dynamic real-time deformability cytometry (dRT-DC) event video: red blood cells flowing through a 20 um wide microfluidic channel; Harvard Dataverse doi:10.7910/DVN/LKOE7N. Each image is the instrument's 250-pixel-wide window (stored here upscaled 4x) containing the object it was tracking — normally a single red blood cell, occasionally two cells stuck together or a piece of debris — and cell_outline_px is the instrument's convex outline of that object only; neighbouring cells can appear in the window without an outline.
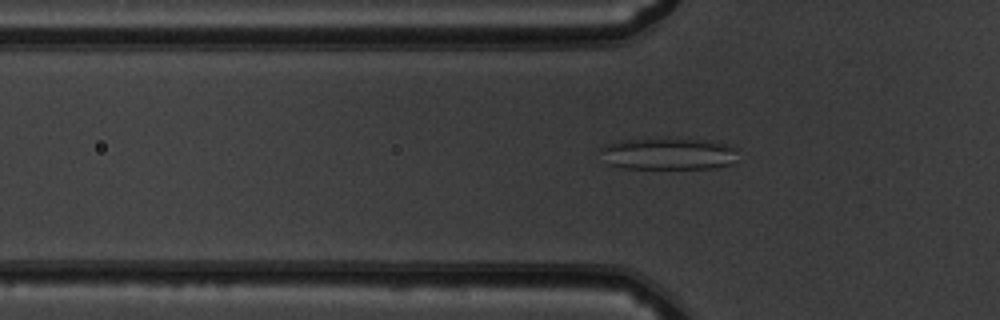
{"species": "common noctule bat (a hibernating species)", "species_latin": "Nyctalus noctula", "temperature_condition": "warm", "stored_images_in_passage": 37, "camera_frame_rate_fps": 3000, "um_per_image_px": 0.085, "animal": {"sex": "male", "body_mass_g": 19.5, "forearm_length_mm": 54.6}, "frame": {"image": 1, "passage_image": 2, "time_ms": 0.333, "image_size_px": [1000, 320], "cell_outline_px": [[736, 160], [732, 164], [716, 168], [624, 168], [608, 164], [600, 148], [604, 144], [620, 140], [664, 136], [680, 136], [708, 140], [728, 144], [736, 148]], "centroid_in_image_um": [56.84, 13.01], "position_along_channel_um": 69.0, "area_um2": 26.65}}
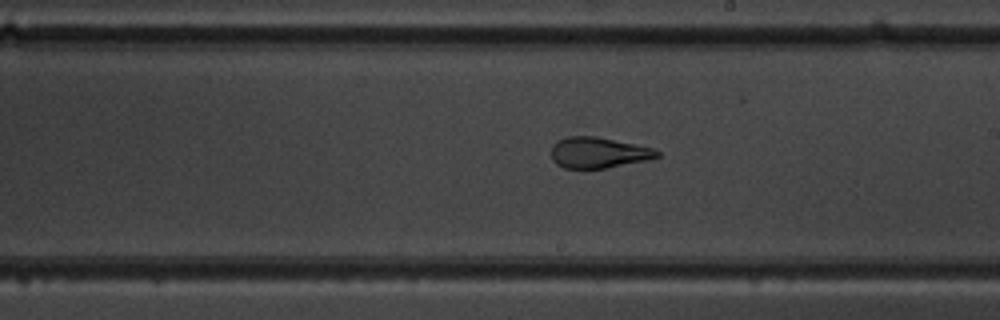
{"frame": {"image": 2, "passage_image": 15, "time_ms": 4.667, "image_size_px": [1000, 320], "cell_outline_px": [[660, 156], [648, 160], [604, 168], [564, 168], [556, 164], [552, 160], [552, 144], [568, 136], [596, 136], [652, 148], [660, 152]], "centroid_in_image_um": [50.85, 12.97], "position_along_channel_um": 238.2, "area_um2": 18.84}}
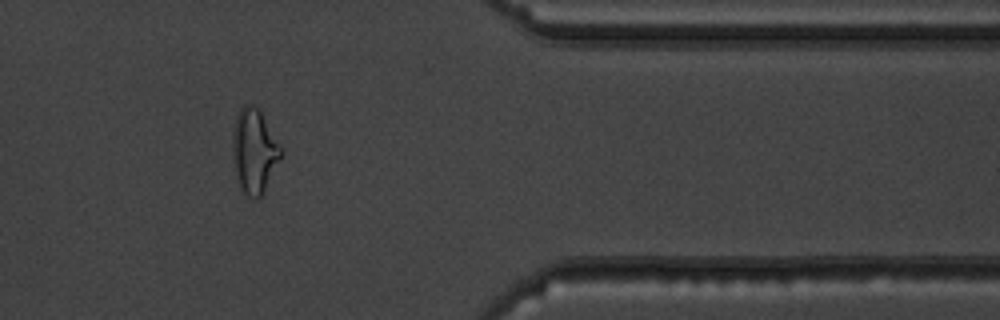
{"frame": {"image": 3, "passage_image": 28, "time_ms": 9.0, "image_size_px": [1000, 320], "cell_outline_px": [[284, 152], [264, 192], [256, 200], [248, 196], [240, 188], [232, 156], [232, 136], [236, 116], [240, 108], [244, 104], [252, 104], [260, 108], [284, 148]], "centroid_in_image_um": [21.65, 12.79], "position_along_channel_um": 389.8, "area_um2": 24.39}, "authors_computed_cell_mechanics": {"area_um2": 20.808, "velocity_mm_per_s": 3.9071, "shape_relaxation_time_tau1_ms": null, "shape_relaxation_time_tau2_ms": 1.3174, "deformation_change_tau1": null, "deformation_change_tau2": 0.0958}}